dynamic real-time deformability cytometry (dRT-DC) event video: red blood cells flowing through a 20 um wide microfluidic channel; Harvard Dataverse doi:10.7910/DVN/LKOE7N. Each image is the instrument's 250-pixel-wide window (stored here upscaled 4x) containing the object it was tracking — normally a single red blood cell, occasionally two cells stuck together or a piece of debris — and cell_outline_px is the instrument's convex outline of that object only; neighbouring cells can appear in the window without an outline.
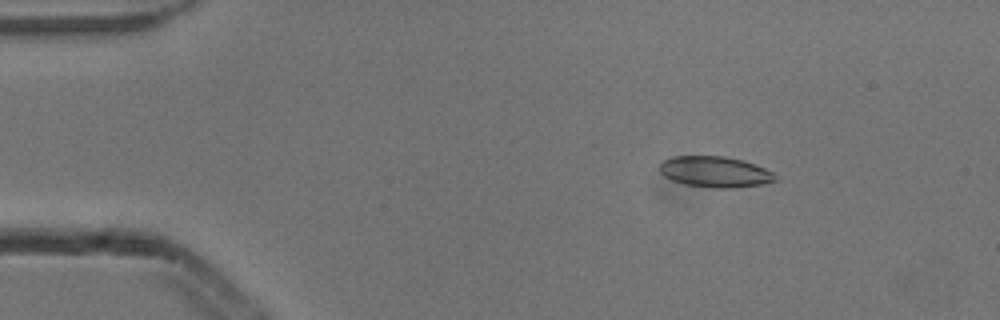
{"species": "common noctule bat (a hibernating species)", "species_latin": "Nyctalus noctula", "temperature_condition": "cold", "stored_images_in_passage": 5, "camera_frame_rate_fps": 3000, "um_per_image_px": 0.085, "animal": {"sex": "male", "body_mass_g": 13.3}, "frame": {"image": 1, "passage_image": 2, "time_ms": 0.333, "image_size_px": [1000, 320], "cell_outline_px": [[776, 180], [760, 184], [732, 188], [716, 188], [684, 184], [672, 180], [664, 176], [660, 172], [660, 164], [664, 160], [672, 156], [724, 156], [740, 160], [764, 168], [772, 172], [776, 176]], "centroid_in_image_um": [60.73, 14.6], "position_along_channel_um": 24.3, "area_um2": 20.52}}